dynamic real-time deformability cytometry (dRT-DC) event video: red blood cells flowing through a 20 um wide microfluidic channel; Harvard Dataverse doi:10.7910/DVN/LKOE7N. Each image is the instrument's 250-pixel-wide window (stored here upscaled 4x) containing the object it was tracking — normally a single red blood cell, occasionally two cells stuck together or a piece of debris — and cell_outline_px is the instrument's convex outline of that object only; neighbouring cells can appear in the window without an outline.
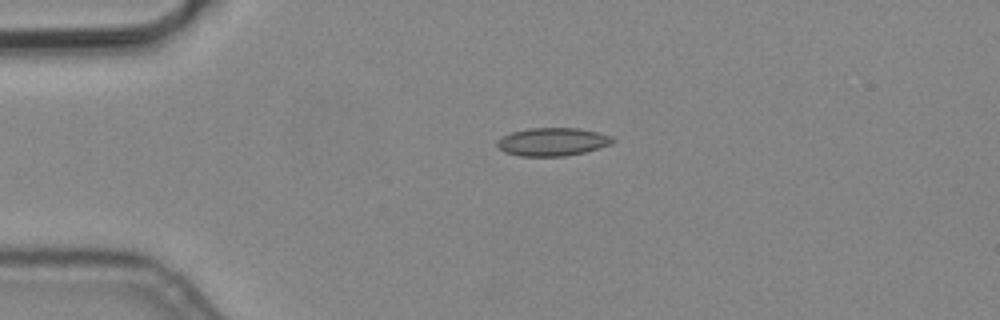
{"species": "common noctule bat (a hibernating species)", "species_latin": "Nyctalus noctula", "temperature_condition": "cold", "stored_images_in_passage": 4, "camera_frame_rate_fps": 3000, "um_per_image_px": 0.085, "animal": {"sex": "male", "body_mass_g": 19.2, "forearm_length_mm": 51.8}, "frame": {"image": 1, "passage_image": 4, "time_ms": 1.0, "image_size_px": [1000, 320], "cell_outline_px": [[616, 140], [612, 144], [584, 152], [564, 156], [520, 156], [504, 152], [496, 144], [496, 140], [500, 136], [512, 132], [528, 128], [580, 128], [612, 136]], "centroid_in_image_um": [46.94, 12.05], "position_along_channel_um": 38.1, "area_um2": 19.02}}